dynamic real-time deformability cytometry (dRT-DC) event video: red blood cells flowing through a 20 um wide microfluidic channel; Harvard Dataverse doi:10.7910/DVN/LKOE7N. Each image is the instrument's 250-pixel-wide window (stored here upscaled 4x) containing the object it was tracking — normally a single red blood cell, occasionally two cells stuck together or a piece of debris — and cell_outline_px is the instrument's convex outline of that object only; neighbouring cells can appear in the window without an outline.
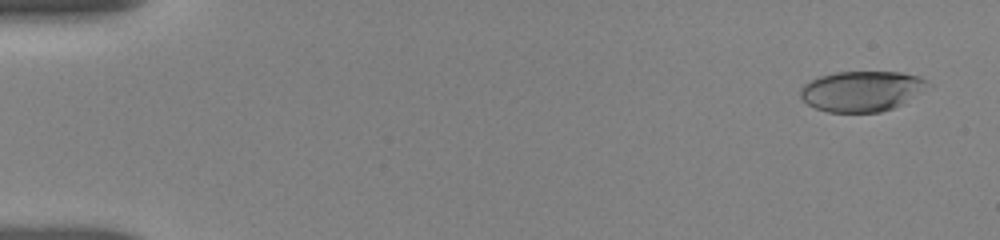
{"species": "human", "species_latin": "Homo sapiens", "temperature_condition": "room temperature", "stored_images_in_passage": 7, "camera_frame_rate_fps": 3000, "um_per_image_px": 0.085, "donor": {"sex": "female"}, "frame": {"image": 1, "passage_image": 2, "time_ms": 0.667, "image_size_px": [1000, 240], "cell_outline_px": [[924, 84], [900, 104], [892, 108], [880, 112], [828, 112], [816, 108], [808, 104], [800, 96], [800, 88], [804, 84], [820, 76], [836, 72], [900, 72], [920, 76], [924, 80]], "centroid_in_image_um": [73.1, 7.74], "position_along_channel_um": 11.9, "area_um2": 28.96}}